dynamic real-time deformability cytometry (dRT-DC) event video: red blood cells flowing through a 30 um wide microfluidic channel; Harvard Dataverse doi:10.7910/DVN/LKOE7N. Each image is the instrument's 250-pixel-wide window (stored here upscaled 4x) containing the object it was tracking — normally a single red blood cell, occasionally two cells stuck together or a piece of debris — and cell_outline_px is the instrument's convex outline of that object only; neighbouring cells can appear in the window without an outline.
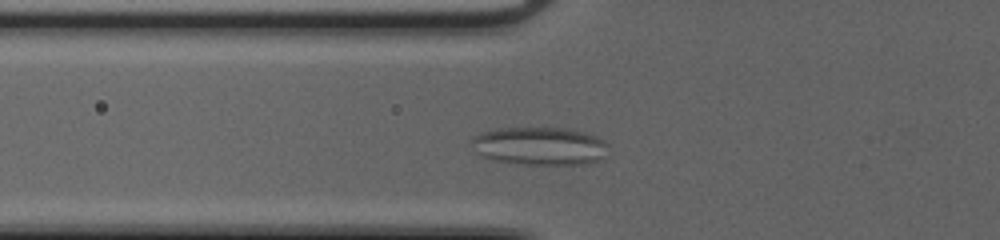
{"species": "common noctule bat (a hibernating species)", "species_latin": "Nyctalus noctula", "temperature_condition": "cold", "stored_images_in_passage": 42, "camera_frame_rate_fps": 3000, "um_per_image_px": 0.085, "animal": {"sex": "female", "body_mass_g": 20.0, "forearm_length_mm": 54.0}, "frame": {"image": 1, "passage_image": 9, "time_ms": 2.667, "image_size_px": [1000, 240], "cell_outline_px": [[608, 144], [604, 156], [600, 160], [584, 164], [516, 164], [492, 160], [476, 152], [472, 140], [480, 132], [500, 128], [568, 128], [584, 132], [596, 136], [604, 140]], "centroid_in_image_um": [45.9, 12.41], "position_along_channel_um": 79.9, "area_um2": 30.29}}
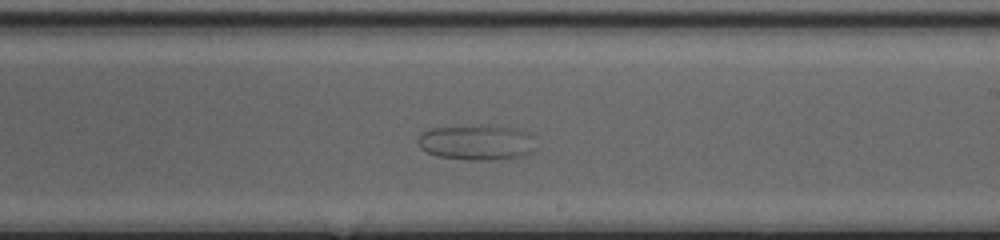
{"frame": {"image": 2, "passage_image": 22, "time_ms": 7.0, "image_size_px": [1000, 240], "cell_outline_px": [[532, 152], [524, 156], [496, 160], [468, 160], [436, 156], [420, 148], [416, 140], [420, 132], [432, 128], [472, 124], [496, 124], [520, 128], [528, 132], [532, 136]], "centroid_in_image_um": [40.5, 12.07], "position_along_channel_um": 248.5, "area_um2": 25.14}}
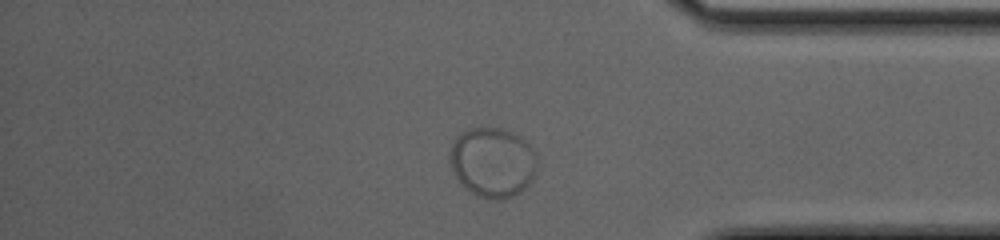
{"frame": {"image": 3, "passage_image": 34, "time_ms": 11.0, "image_size_px": [1000, 240], "cell_outline_px": [[536, 168], [532, 180], [520, 192], [504, 200], [492, 200], [476, 196], [468, 192], [456, 176], [452, 168], [452, 144], [456, 136], [464, 128], [500, 128], [512, 132], [520, 136], [536, 152]], "centroid_in_image_um": [41.88, 13.81], "position_along_channel_um": 393.3, "area_um2": 35.55}}